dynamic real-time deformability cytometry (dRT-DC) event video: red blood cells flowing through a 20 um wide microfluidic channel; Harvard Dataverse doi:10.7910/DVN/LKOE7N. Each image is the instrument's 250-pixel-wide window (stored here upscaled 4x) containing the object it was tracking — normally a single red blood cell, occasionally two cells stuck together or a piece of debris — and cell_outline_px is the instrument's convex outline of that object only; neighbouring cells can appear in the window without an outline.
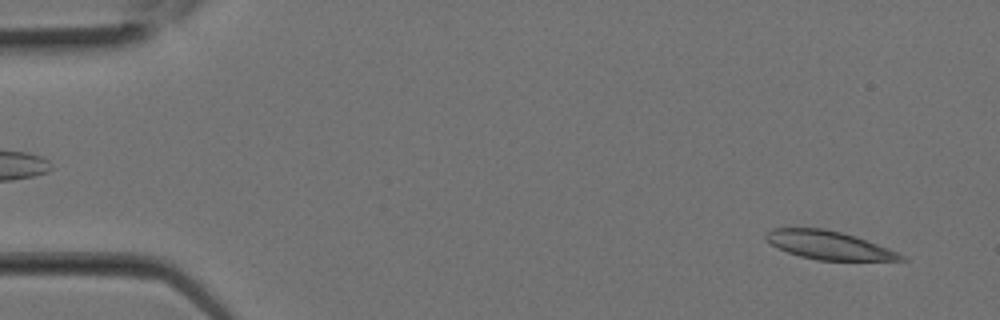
{"species": "Egyptian fruit bat (a non-hibernating species)", "species_latin": "Rousettus aegyptiacus", "temperature_condition": "room temperature", "stored_images_in_passage": 13, "camera_frame_rate_fps": 3000, "um_per_image_px": 0.085, "animal": {"sex": "female"}, "frame": {"image": 1, "passage_image": 1, "time_ms": 0.0, "image_size_px": [1000, 320], "cell_outline_px": [[908, 260], [816, 260], [800, 256], [788, 252], [772, 244], [764, 236], [772, 228], [824, 228], [856, 236], [888, 248], [904, 256]], "centroid_in_image_um": [70.45, 20.83], "position_along_channel_um": 14.6, "area_um2": 21.96}}
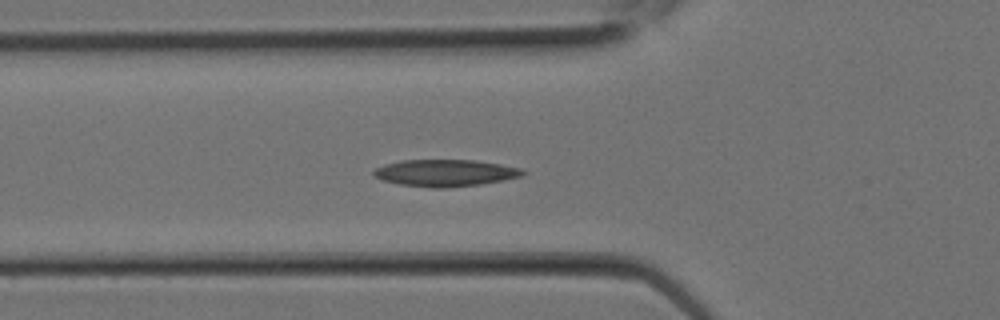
{"frame": {"image": 2, "passage_image": 8, "time_ms": 2.333, "image_size_px": [1000, 320], "cell_outline_px": [[528, 172], [520, 176], [504, 180], [480, 184], [444, 188], [432, 188], [400, 184], [384, 180], [376, 176], [372, 172], [376, 168], [384, 164], [400, 160], [476, 160], [524, 168]], "centroid_in_image_um": [37.89, 14.69], "position_along_channel_um": 87.9, "area_um2": 23.35}}
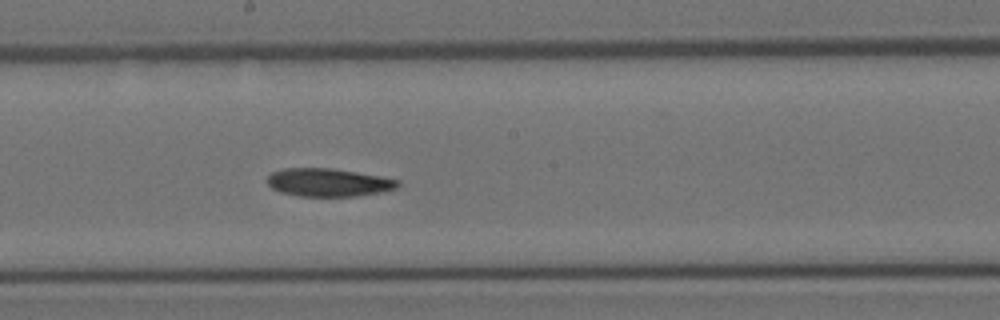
{"frame": {"image": 3, "passage_image": 13, "time_ms": 4.0, "image_size_px": [1000, 320], "cell_outline_px": [[400, 184], [396, 188], [380, 192], [356, 196], [300, 196], [280, 192], [272, 188], [268, 184], [268, 176], [272, 172], [284, 168], [332, 168], [380, 176], [400, 180]], "centroid_in_image_um": [27.91, 15.5], "position_along_channel_um": 220.3, "area_um2": 21.27}}